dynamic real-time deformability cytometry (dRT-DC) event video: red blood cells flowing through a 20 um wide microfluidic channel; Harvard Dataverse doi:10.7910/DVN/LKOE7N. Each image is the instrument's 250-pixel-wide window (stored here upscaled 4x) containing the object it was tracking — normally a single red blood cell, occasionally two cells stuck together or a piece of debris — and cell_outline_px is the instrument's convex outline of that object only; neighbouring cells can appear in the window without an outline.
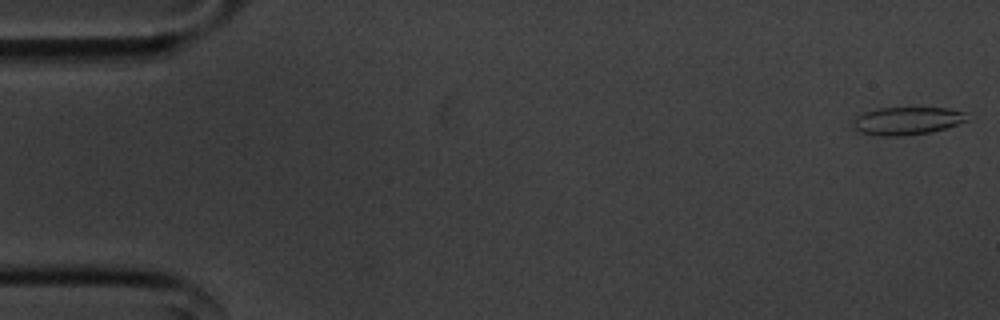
{"species": "common noctule bat (a hibernating species)", "species_latin": "Nyctalus noctula", "temperature_condition": "cold", "stored_images_in_passage": 9, "camera_frame_rate_fps": 3000, "um_per_image_px": 0.085, "animal": {"sex": "male", "body_mass_g": 20.1, "forearm_length_mm": 53.5}, "frame": {"image": 1, "passage_image": 1, "time_ms": 0.0, "image_size_px": [1000, 320], "cell_outline_px": [[968, 120], [932, 132], [904, 136], [880, 136], [860, 132], [852, 124], [852, 120], [856, 116], [864, 112], [880, 108], [948, 108], [968, 112]], "centroid_in_image_um": [77.11, 10.27], "position_along_channel_um": 7.9, "area_um2": 18.55}}